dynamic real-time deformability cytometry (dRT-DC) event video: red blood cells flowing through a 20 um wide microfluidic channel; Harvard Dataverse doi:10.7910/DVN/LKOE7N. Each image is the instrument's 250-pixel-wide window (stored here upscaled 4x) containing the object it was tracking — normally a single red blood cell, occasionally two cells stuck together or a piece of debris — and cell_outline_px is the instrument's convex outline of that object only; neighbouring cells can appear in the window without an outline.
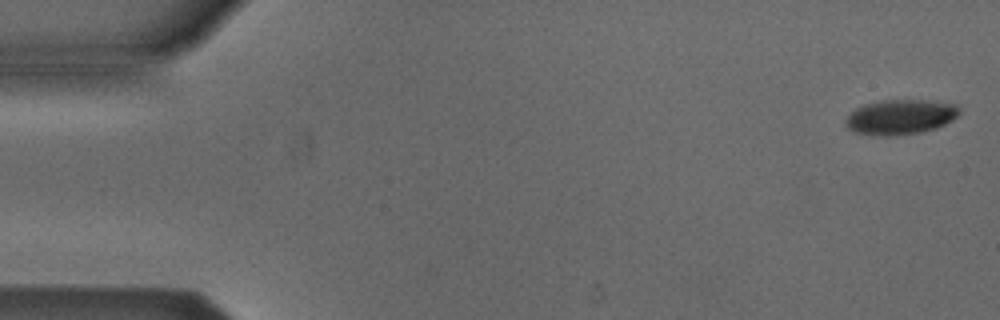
{"species": "Egyptian fruit bat (a non-hibernating species)", "species_latin": "Rousettus aegyptiacus", "temperature_condition": "cold", "stored_images_in_passage": 5, "camera_frame_rate_fps": 3000, "um_per_image_px": 0.085, "animal": {"sex": "male"}, "frame": {"image": 1, "passage_image": 1, "time_ms": 0.0, "image_size_px": [1000, 320], "cell_outline_px": [[960, 112], [952, 120], [936, 128], [920, 132], [888, 136], [852, 132], [844, 124], [844, 120], [856, 108], [868, 104], [884, 100], [924, 100], [956, 104], [960, 108]], "centroid_in_image_um": [76.53, 9.94], "position_along_channel_um": 8.5, "area_um2": 22.89}}
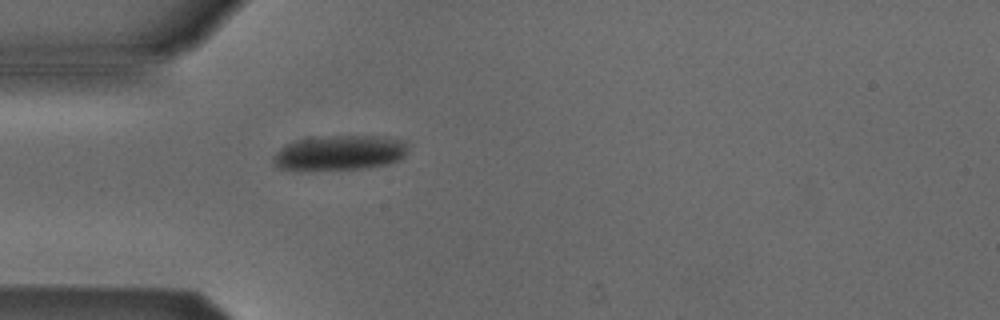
{"frame": {"image": 2, "passage_image": 5, "time_ms": 4.667, "image_size_px": [1000, 320], "cell_outline_px": [[408, 148], [404, 156], [400, 160], [388, 164], [368, 168], [308, 172], [296, 172], [276, 168], [272, 164], [272, 156], [284, 144], [296, 140], [312, 136], [388, 136], [404, 140]], "centroid_in_image_um": [28.78, 13.02], "position_along_channel_um": 56.2, "area_um2": 28.9}}